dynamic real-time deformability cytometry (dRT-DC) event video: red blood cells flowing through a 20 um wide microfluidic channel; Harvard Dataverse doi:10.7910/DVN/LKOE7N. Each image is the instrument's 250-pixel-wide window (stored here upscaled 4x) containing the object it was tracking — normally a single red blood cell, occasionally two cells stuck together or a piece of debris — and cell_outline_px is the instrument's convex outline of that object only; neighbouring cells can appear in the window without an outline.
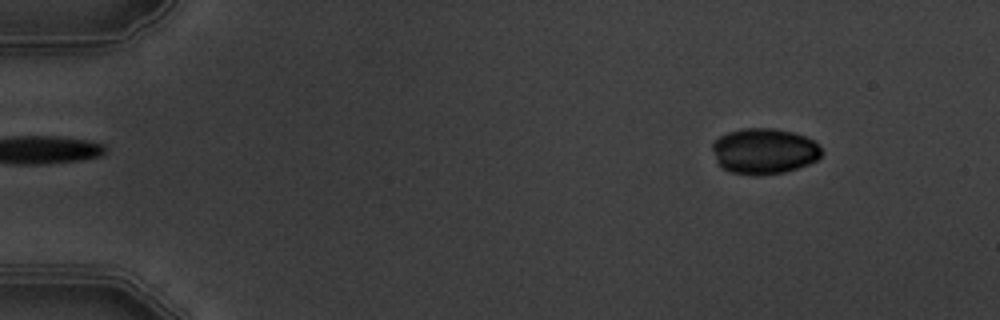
{"species": "common noctule bat (a hibernating species)", "species_latin": "Nyctalus noctula", "temperature_condition": "warm", "stored_images_in_passage": 4, "camera_frame_rate_fps": 3000, "um_per_image_px": 0.085, "animal": {"sex": "male", "body_mass_g": 19.5, "forearm_length_mm": 54.6}, "frame": {"image": 1, "passage_image": 1, "time_ms": 0.0, "image_size_px": [1000, 320], "cell_outline_px": [[824, 152], [816, 160], [808, 164], [784, 172], [760, 176], [756, 176], [732, 172], [724, 168], [716, 160], [712, 148], [712, 144], [720, 136], [728, 132], [744, 128], [772, 128], [792, 132], [804, 136], [820, 144]], "centroid_in_image_um": [64.98, 12.85], "position_along_channel_um": 20.0, "area_um2": 29.07}}
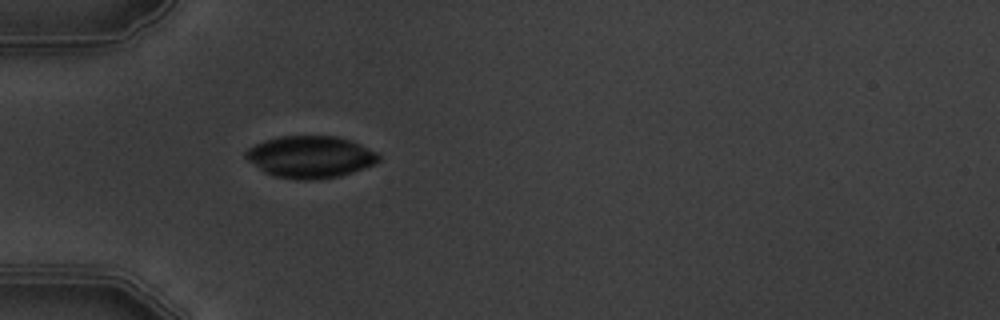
{"frame": {"image": 2, "passage_image": 4, "time_ms": 3.667, "image_size_px": [1000, 320], "cell_outline_px": [[380, 160], [376, 164], [340, 176], [308, 180], [296, 180], [272, 176], [264, 172], [248, 160], [244, 156], [244, 152], [248, 148], [264, 140], [280, 136], [336, 136], [348, 140], [376, 152], [380, 156]], "centroid_in_image_um": [26.34, 13.34], "position_along_channel_um": 58.7, "area_um2": 32.43}}